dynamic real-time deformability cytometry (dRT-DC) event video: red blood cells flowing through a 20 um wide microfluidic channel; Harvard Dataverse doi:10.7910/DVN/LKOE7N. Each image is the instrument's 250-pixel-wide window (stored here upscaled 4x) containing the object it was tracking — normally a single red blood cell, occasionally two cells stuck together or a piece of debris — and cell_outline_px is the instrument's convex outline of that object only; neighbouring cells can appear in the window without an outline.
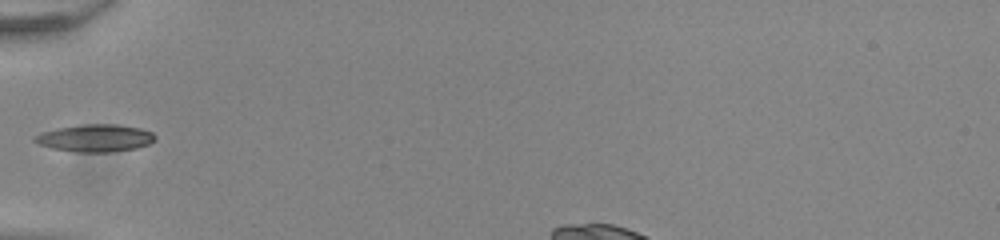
{"species": "common noctule bat (a hibernating species)", "species_latin": "Nyctalus noctula", "temperature_condition": "room temperature", "stored_images_in_passage": 33, "camera_frame_rate_fps": 3000, "um_per_image_px": 0.085, "animal": {"sex": "male", "body_mass_g": 20.0, "forearm_length_mm": 53.3}, "frame": {"image": 1, "passage_image": 1, "time_ms": 0.0, "image_size_px": [1000, 240], "cell_outline_px": [[156, 140], [148, 144], [136, 148], [108, 152], [76, 152], [52, 148], [40, 144], [32, 140], [32, 136], [56, 128], [84, 124], [116, 124], [140, 128], [152, 132], [156, 136]], "centroid_in_image_um": [8.1, 11.73], "position_along_channel_um": 76.9, "area_um2": 19.19}}
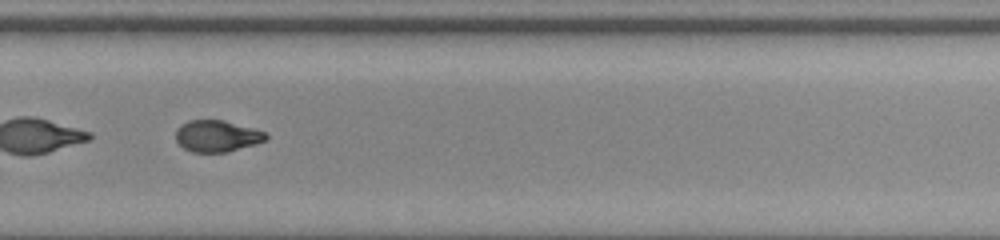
{"frame": {"image": 2, "passage_image": 19, "time_ms": 6.0, "image_size_px": [1000, 240], "cell_outline_px": [[268, 136], [264, 140], [256, 144], [224, 152], [192, 152], [184, 148], [176, 140], [176, 128], [180, 124], [188, 120], [224, 120], [268, 132]], "centroid_in_image_um": [18.43, 11.55], "position_along_channel_um": 311.4, "area_um2": 16.59}}